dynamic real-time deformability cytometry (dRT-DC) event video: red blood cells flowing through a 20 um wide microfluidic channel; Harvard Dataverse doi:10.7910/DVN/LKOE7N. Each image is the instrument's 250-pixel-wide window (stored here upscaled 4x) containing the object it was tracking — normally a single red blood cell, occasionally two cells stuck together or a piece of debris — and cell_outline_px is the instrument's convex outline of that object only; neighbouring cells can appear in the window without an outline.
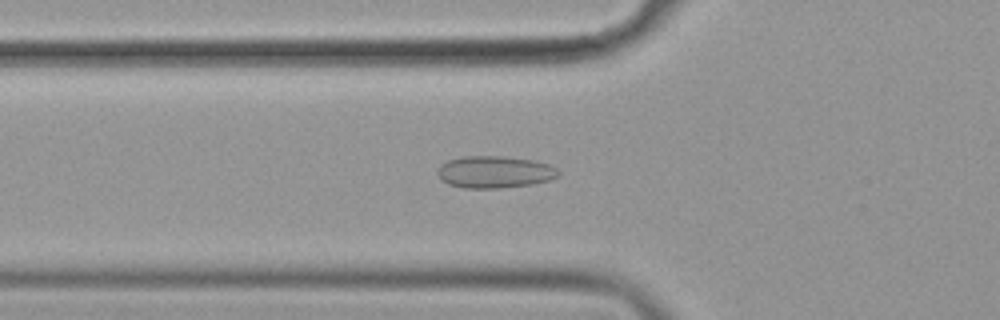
{"species": "common noctule bat (a hibernating species)", "species_latin": "Nyctalus noctula", "temperature_condition": "cold", "stored_images_in_passage": 51, "camera_frame_rate_fps": 3000, "um_per_image_px": 0.085, "animal": {"sex": "female", "body_mass_g": 19.9}, "frame": {"image": 1, "passage_image": 15, "time_ms": 4.667, "image_size_px": [1000, 320], "cell_outline_px": [[560, 176], [548, 180], [532, 184], [500, 188], [464, 188], [448, 184], [436, 172], [440, 164], [448, 160], [460, 156], [504, 156], [532, 160], [548, 164], [556, 168], [560, 172]], "centroid_in_image_um": [42.04, 14.61], "position_along_channel_um": 83.8, "area_um2": 22.6}}
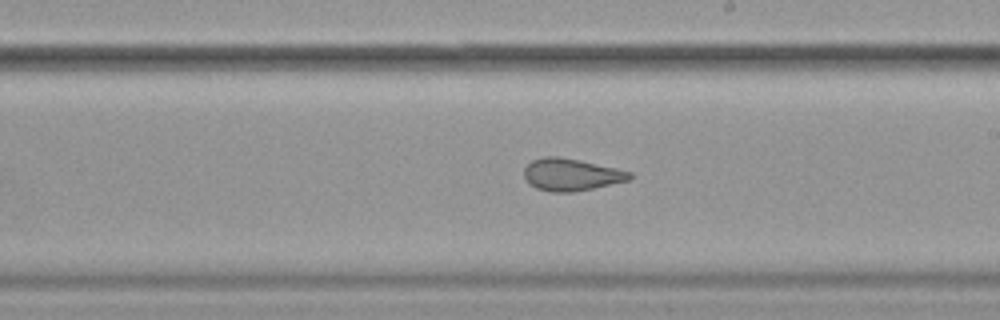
{"frame": {"image": 2, "passage_image": 28, "time_ms": 9.0, "image_size_px": [1000, 320], "cell_outline_px": [[632, 176], [628, 180], [592, 188], [572, 192], [552, 192], [536, 188], [528, 184], [524, 176], [524, 168], [532, 160], [544, 156], [556, 156], [580, 160], [616, 168], [632, 172]], "centroid_in_image_um": [48.51, 14.83], "position_along_channel_um": 240.5, "area_um2": 19.71}}
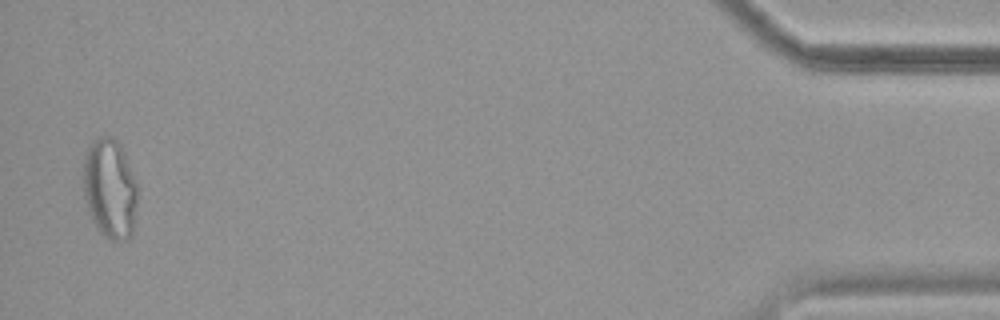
{"frame": {"image": 3, "passage_image": 50, "time_ms": 16.333, "image_size_px": [1000, 320], "cell_outline_px": [[140, 188], [132, 236], [128, 240], [108, 240], [100, 232], [88, 208], [84, 196], [84, 156], [92, 140], [104, 136], [108, 136], [116, 140], [120, 144], [124, 152]], "centroid_in_image_um": [9.4, 16.05], "position_along_channel_um": 425.8, "area_um2": 31.91}, "authors_computed_cell_mechanics": {"area_um2": 23.4668, "velocity_mm_per_s": 3.6145, "shape_relaxation_time_tau1_ms": null, "shape_relaxation_time_tau2_ms": 1.6435, "deformation_change_tau1": null, "deformation_change_tau2": 0.0573}}